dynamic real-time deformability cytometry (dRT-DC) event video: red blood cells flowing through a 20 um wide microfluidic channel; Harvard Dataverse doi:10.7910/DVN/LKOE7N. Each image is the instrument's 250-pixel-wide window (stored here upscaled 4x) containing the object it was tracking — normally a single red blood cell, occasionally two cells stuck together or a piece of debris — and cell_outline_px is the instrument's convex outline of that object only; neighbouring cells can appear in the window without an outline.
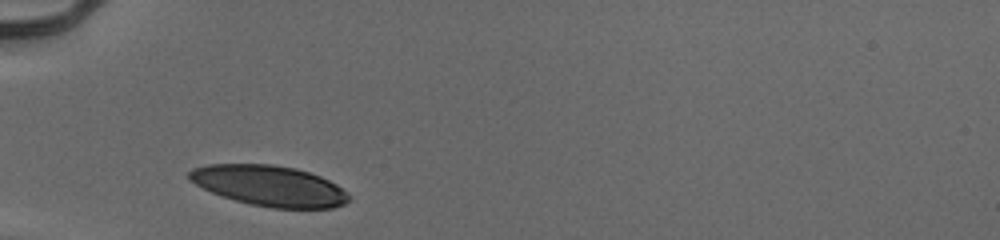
{"species": "human", "species_latin": "Homo sapiens", "temperature_condition": "cold", "stored_images_in_passage": 27, "camera_frame_rate_fps": 3000, "um_per_image_px": 0.085, "donor": {"sex": "male"}, "frame": {"image": 1, "passage_image": 1, "time_ms": 0.0, "image_size_px": [1000, 240], "cell_outline_px": [[352, 196], [344, 204], [332, 208], [272, 208], [252, 204], [236, 200], [212, 192], [188, 180], [188, 172], [192, 168], [208, 164], [272, 164], [296, 168], [320, 176], [336, 184]], "centroid_in_image_um": [22.9, 15.78], "position_along_channel_um": 62.1, "area_um2": 37.63}}
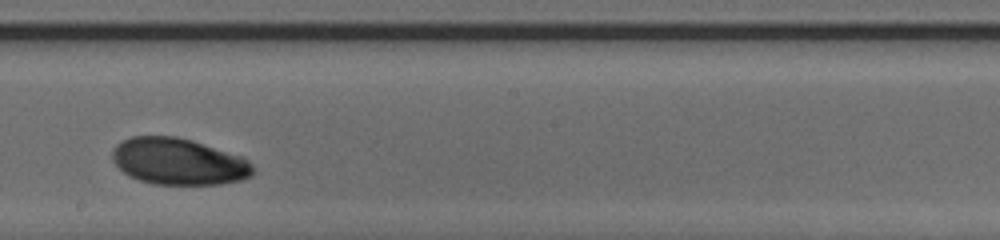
{"frame": {"image": 2, "passage_image": 15, "time_ms": 4.667, "image_size_px": [1000, 240], "cell_outline_px": [[252, 176], [240, 180], [220, 184], [152, 184], [128, 176], [112, 160], [112, 152], [116, 144], [132, 136], [176, 136], [192, 140], [244, 156], [252, 164]], "centroid_in_image_um": [15.18, 13.72], "position_along_channel_um": 233.0, "area_um2": 38.26}}
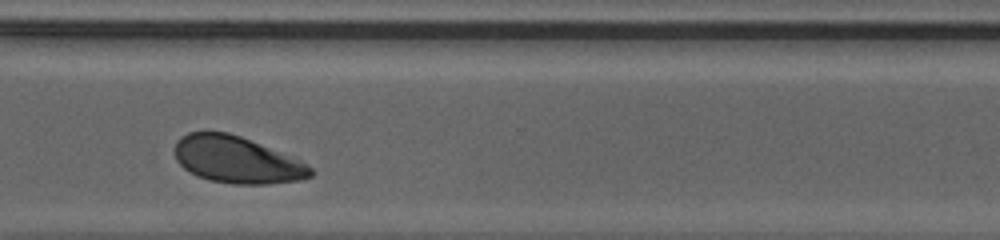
{"frame": {"image": 3, "passage_image": 24, "time_ms": 7.667, "image_size_px": [1000, 240], "cell_outline_px": [[316, 172], [312, 176], [300, 180], [268, 184], [232, 184], [208, 180], [196, 176], [184, 168], [176, 160], [176, 140], [180, 136], [188, 132], [228, 132], [240, 136], [300, 160], [312, 168]], "centroid_in_image_um": [20.13, 13.6], "position_along_channel_um": 350.5, "area_um2": 36.99}, "authors_computed_cell_mechanics": {"area_um2": 38.6104, "velocity_mm_per_s": 3.901, "shape_relaxation_time_tau1_ms": 2.1014, "shape_relaxation_time_tau2_ms": null, "deformation_change_tau1": 0.1015, "deformation_change_tau2": null}}